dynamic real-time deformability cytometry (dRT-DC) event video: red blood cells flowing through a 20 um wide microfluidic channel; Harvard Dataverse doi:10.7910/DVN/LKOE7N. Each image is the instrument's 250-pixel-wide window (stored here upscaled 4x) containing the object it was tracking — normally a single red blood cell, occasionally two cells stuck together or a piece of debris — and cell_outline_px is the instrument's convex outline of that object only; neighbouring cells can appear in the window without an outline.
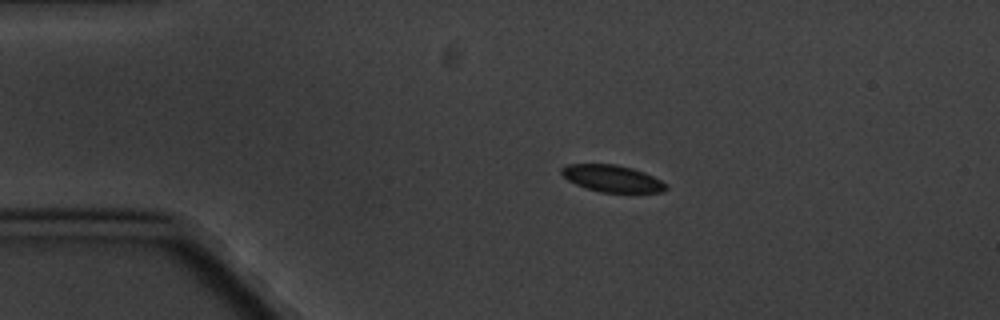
{"species": "common noctule bat (a hibernating species)", "species_latin": "Nyctalus noctula", "temperature_condition": "cold", "stored_images_in_passage": 5, "camera_frame_rate_fps": 3000, "um_per_image_px": 0.085, "animal": {"sex": "male", "body_mass_g": 20.1, "forearm_length_mm": 53.5}, "frame": {"image": 1, "passage_image": 3, "time_ms": 2.333, "image_size_px": [1000, 320], "cell_outline_px": [[668, 188], [664, 192], [600, 192], [576, 184], [568, 180], [560, 172], [560, 168], [568, 164], [616, 164], [632, 168], [644, 172], [668, 184]], "centroid_in_image_um": [52.05, 15.17], "position_along_channel_um": 33.0, "area_um2": 16.3}}
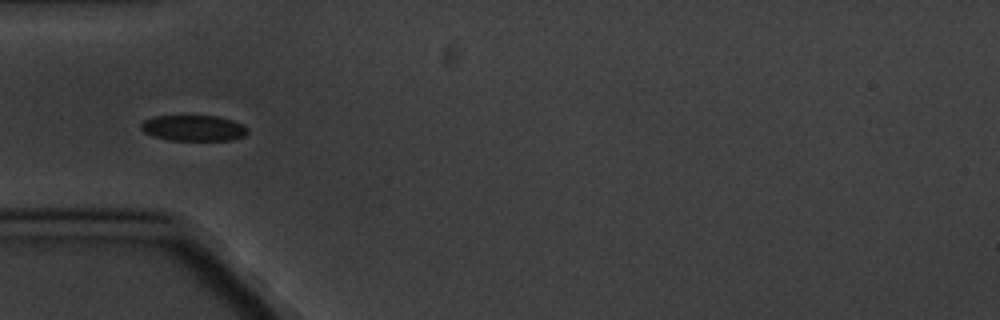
{"frame": {"image": 2, "passage_image": 5, "time_ms": 4.667, "image_size_px": [1000, 320], "cell_outline_px": [[248, 132], [244, 136], [232, 140], [168, 140], [152, 136], [144, 132], [140, 128], [140, 124], [144, 120], [156, 116], [216, 116], [232, 120], [248, 128]], "centroid_in_image_um": [16.43, 10.89], "position_along_channel_um": 68.6, "area_um2": 16.01}}